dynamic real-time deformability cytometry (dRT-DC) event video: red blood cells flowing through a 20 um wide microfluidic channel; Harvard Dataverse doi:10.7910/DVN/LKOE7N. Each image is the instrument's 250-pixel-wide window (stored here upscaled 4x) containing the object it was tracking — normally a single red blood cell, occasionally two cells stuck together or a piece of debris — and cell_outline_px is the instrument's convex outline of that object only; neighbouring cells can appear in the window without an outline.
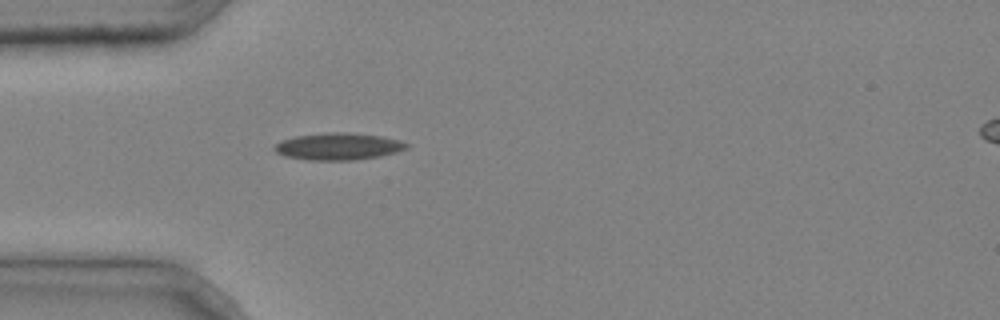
{"species": "common noctule bat (a hibernating species)", "species_latin": "Nyctalus noctula", "temperature_condition": "cold", "stored_images_in_passage": 1, "camera_frame_rate_fps": 3000, "um_per_image_px": 0.085, "animal": {"sex": "male", "body_mass_g": 20.4}, "frame": {"image": 1, "passage_image": 1, "time_ms": 0.0, "image_size_px": [1000, 320], "cell_outline_px": [[408, 148], [396, 152], [380, 156], [352, 160], [308, 160], [284, 156], [276, 152], [272, 148], [280, 140], [296, 136], [324, 132], [344, 132], [380, 136], [400, 140], [408, 144]], "centroid_in_image_um": [28.72, 12.44], "position_along_channel_um": 56.3, "area_um2": 20.81}}